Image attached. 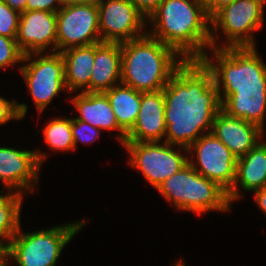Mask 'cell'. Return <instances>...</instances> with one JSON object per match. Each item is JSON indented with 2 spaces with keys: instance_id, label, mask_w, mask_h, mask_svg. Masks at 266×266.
Listing matches in <instances>:
<instances>
[{
  "instance_id": "cell-1",
  "label": "cell",
  "mask_w": 266,
  "mask_h": 266,
  "mask_svg": "<svg viewBox=\"0 0 266 266\" xmlns=\"http://www.w3.org/2000/svg\"><path fill=\"white\" fill-rule=\"evenodd\" d=\"M163 92L164 142L188 148L202 135L211 133L222 102L213 75L201 60H185Z\"/></svg>"
},
{
  "instance_id": "cell-2",
  "label": "cell",
  "mask_w": 266,
  "mask_h": 266,
  "mask_svg": "<svg viewBox=\"0 0 266 266\" xmlns=\"http://www.w3.org/2000/svg\"><path fill=\"white\" fill-rule=\"evenodd\" d=\"M147 27L149 35L185 60H200L211 48V21L200 0H163Z\"/></svg>"
},
{
  "instance_id": "cell-3",
  "label": "cell",
  "mask_w": 266,
  "mask_h": 266,
  "mask_svg": "<svg viewBox=\"0 0 266 266\" xmlns=\"http://www.w3.org/2000/svg\"><path fill=\"white\" fill-rule=\"evenodd\" d=\"M185 61L148 33L121 43V83L140 92L163 90Z\"/></svg>"
},
{
  "instance_id": "cell-4",
  "label": "cell",
  "mask_w": 266,
  "mask_h": 266,
  "mask_svg": "<svg viewBox=\"0 0 266 266\" xmlns=\"http://www.w3.org/2000/svg\"><path fill=\"white\" fill-rule=\"evenodd\" d=\"M208 50L200 60L211 71L221 102L235 90L266 89V62L257 47Z\"/></svg>"
},
{
  "instance_id": "cell-5",
  "label": "cell",
  "mask_w": 266,
  "mask_h": 266,
  "mask_svg": "<svg viewBox=\"0 0 266 266\" xmlns=\"http://www.w3.org/2000/svg\"><path fill=\"white\" fill-rule=\"evenodd\" d=\"M88 220L60 223L51 228L25 232L20 225L18 232L5 249L8 266H57L63 249L80 233ZM24 231V232H23Z\"/></svg>"
},
{
  "instance_id": "cell-6",
  "label": "cell",
  "mask_w": 266,
  "mask_h": 266,
  "mask_svg": "<svg viewBox=\"0 0 266 266\" xmlns=\"http://www.w3.org/2000/svg\"><path fill=\"white\" fill-rule=\"evenodd\" d=\"M176 211L192 212L195 216L209 212L231 211L227 192L188 163L180 171L164 180L156 189Z\"/></svg>"
},
{
  "instance_id": "cell-7",
  "label": "cell",
  "mask_w": 266,
  "mask_h": 266,
  "mask_svg": "<svg viewBox=\"0 0 266 266\" xmlns=\"http://www.w3.org/2000/svg\"><path fill=\"white\" fill-rule=\"evenodd\" d=\"M265 6L262 0H235L220 9L210 19L211 48L257 47L255 34L263 27Z\"/></svg>"
},
{
  "instance_id": "cell-8",
  "label": "cell",
  "mask_w": 266,
  "mask_h": 266,
  "mask_svg": "<svg viewBox=\"0 0 266 266\" xmlns=\"http://www.w3.org/2000/svg\"><path fill=\"white\" fill-rule=\"evenodd\" d=\"M18 70L39 118L54 98L67 91L64 61L60 52L25 55Z\"/></svg>"
},
{
  "instance_id": "cell-9",
  "label": "cell",
  "mask_w": 266,
  "mask_h": 266,
  "mask_svg": "<svg viewBox=\"0 0 266 266\" xmlns=\"http://www.w3.org/2000/svg\"><path fill=\"white\" fill-rule=\"evenodd\" d=\"M128 166L140 172L155 190L167 178L188 164L185 147L166 142H125Z\"/></svg>"
},
{
  "instance_id": "cell-10",
  "label": "cell",
  "mask_w": 266,
  "mask_h": 266,
  "mask_svg": "<svg viewBox=\"0 0 266 266\" xmlns=\"http://www.w3.org/2000/svg\"><path fill=\"white\" fill-rule=\"evenodd\" d=\"M188 163L205 178L228 192L235 181L237 157L212 133L199 137L188 148Z\"/></svg>"
},
{
  "instance_id": "cell-11",
  "label": "cell",
  "mask_w": 266,
  "mask_h": 266,
  "mask_svg": "<svg viewBox=\"0 0 266 266\" xmlns=\"http://www.w3.org/2000/svg\"><path fill=\"white\" fill-rule=\"evenodd\" d=\"M39 149L37 147L34 150H23L0 145L1 188L16 191L24 196L38 192L40 171L51 153Z\"/></svg>"
},
{
  "instance_id": "cell-12",
  "label": "cell",
  "mask_w": 266,
  "mask_h": 266,
  "mask_svg": "<svg viewBox=\"0 0 266 266\" xmlns=\"http://www.w3.org/2000/svg\"><path fill=\"white\" fill-rule=\"evenodd\" d=\"M99 32L102 42H126L147 33V18L130 0H100Z\"/></svg>"
},
{
  "instance_id": "cell-13",
  "label": "cell",
  "mask_w": 266,
  "mask_h": 266,
  "mask_svg": "<svg viewBox=\"0 0 266 266\" xmlns=\"http://www.w3.org/2000/svg\"><path fill=\"white\" fill-rule=\"evenodd\" d=\"M57 52L100 43L98 5L77 4L56 12Z\"/></svg>"
},
{
  "instance_id": "cell-14",
  "label": "cell",
  "mask_w": 266,
  "mask_h": 266,
  "mask_svg": "<svg viewBox=\"0 0 266 266\" xmlns=\"http://www.w3.org/2000/svg\"><path fill=\"white\" fill-rule=\"evenodd\" d=\"M16 42L24 56L57 52L56 13L40 10L20 13Z\"/></svg>"
},
{
  "instance_id": "cell-15",
  "label": "cell",
  "mask_w": 266,
  "mask_h": 266,
  "mask_svg": "<svg viewBox=\"0 0 266 266\" xmlns=\"http://www.w3.org/2000/svg\"><path fill=\"white\" fill-rule=\"evenodd\" d=\"M68 98L75 108L74 119L87 122L93 127L99 128L102 132L116 131L117 142L122 146L126 141V132L118 125L110 101L102 92H75ZM79 114V115H78ZM78 115V116H77Z\"/></svg>"
},
{
  "instance_id": "cell-16",
  "label": "cell",
  "mask_w": 266,
  "mask_h": 266,
  "mask_svg": "<svg viewBox=\"0 0 266 266\" xmlns=\"http://www.w3.org/2000/svg\"><path fill=\"white\" fill-rule=\"evenodd\" d=\"M165 132L163 90L141 92L138 117L132 129L126 134L125 142H163Z\"/></svg>"
},
{
  "instance_id": "cell-17",
  "label": "cell",
  "mask_w": 266,
  "mask_h": 266,
  "mask_svg": "<svg viewBox=\"0 0 266 266\" xmlns=\"http://www.w3.org/2000/svg\"><path fill=\"white\" fill-rule=\"evenodd\" d=\"M211 133L237 158L245 155L266 137L265 131L258 125L229 116L223 110L215 116Z\"/></svg>"
},
{
  "instance_id": "cell-18",
  "label": "cell",
  "mask_w": 266,
  "mask_h": 266,
  "mask_svg": "<svg viewBox=\"0 0 266 266\" xmlns=\"http://www.w3.org/2000/svg\"><path fill=\"white\" fill-rule=\"evenodd\" d=\"M264 140L265 138L245 155L237 158L235 181L227 192L231 205L243 199L244 191L250 194L266 187V140Z\"/></svg>"
},
{
  "instance_id": "cell-19",
  "label": "cell",
  "mask_w": 266,
  "mask_h": 266,
  "mask_svg": "<svg viewBox=\"0 0 266 266\" xmlns=\"http://www.w3.org/2000/svg\"><path fill=\"white\" fill-rule=\"evenodd\" d=\"M90 78V92H102L121 83V43L94 44V63Z\"/></svg>"
},
{
  "instance_id": "cell-20",
  "label": "cell",
  "mask_w": 266,
  "mask_h": 266,
  "mask_svg": "<svg viewBox=\"0 0 266 266\" xmlns=\"http://www.w3.org/2000/svg\"><path fill=\"white\" fill-rule=\"evenodd\" d=\"M221 110L254 123L266 132V89L235 90L222 101Z\"/></svg>"
},
{
  "instance_id": "cell-21",
  "label": "cell",
  "mask_w": 266,
  "mask_h": 266,
  "mask_svg": "<svg viewBox=\"0 0 266 266\" xmlns=\"http://www.w3.org/2000/svg\"><path fill=\"white\" fill-rule=\"evenodd\" d=\"M64 61L67 93L90 92L94 44L71 47L60 52Z\"/></svg>"
},
{
  "instance_id": "cell-22",
  "label": "cell",
  "mask_w": 266,
  "mask_h": 266,
  "mask_svg": "<svg viewBox=\"0 0 266 266\" xmlns=\"http://www.w3.org/2000/svg\"><path fill=\"white\" fill-rule=\"evenodd\" d=\"M118 125L128 133L136 123L141 105V92L125 84H117L104 92Z\"/></svg>"
},
{
  "instance_id": "cell-23",
  "label": "cell",
  "mask_w": 266,
  "mask_h": 266,
  "mask_svg": "<svg viewBox=\"0 0 266 266\" xmlns=\"http://www.w3.org/2000/svg\"><path fill=\"white\" fill-rule=\"evenodd\" d=\"M0 192V242L6 247L21 225L24 195L3 188Z\"/></svg>"
},
{
  "instance_id": "cell-24",
  "label": "cell",
  "mask_w": 266,
  "mask_h": 266,
  "mask_svg": "<svg viewBox=\"0 0 266 266\" xmlns=\"http://www.w3.org/2000/svg\"><path fill=\"white\" fill-rule=\"evenodd\" d=\"M42 128L44 143L54 152H74L71 117H53Z\"/></svg>"
},
{
  "instance_id": "cell-25",
  "label": "cell",
  "mask_w": 266,
  "mask_h": 266,
  "mask_svg": "<svg viewBox=\"0 0 266 266\" xmlns=\"http://www.w3.org/2000/svg\"><path fill=\"white\" fill-rule=\"evenodd\" d=\"M23 53L18 48L16 38H8L0 35V70L8 67L15 68L22 65Z\"/></svg>"
},
{
  "instance_id": "cell-26",
  "label": "cell",
  "mask_w": 266,
  "mask_h": 266,
  "mask_svg": "<svg viewBox=\"0 0 266 266\" xmlns=\"http://www.w3.org/2000/svg\"><path fill=\"white\" fill-rule=\"evenodd\" d=\"M72 117L73 116H71V130L75 152L79 143L86 145L94 144V142L100 138L102 131L99 128L91 126L87 122H83Z\"/></svg>"
},
{
  "instance_id": "cell-27",
  "label": "cell",
  "mask_w": 266,
  "mask_h": 266,
  "mask_svg": "<svg viewBox=\"0 0 266 266\" xmlns=\"http://www.w3.org/2000/svg\"><path fill=\"white\" fill-rule=\"evenodd\" d=\"M28 105L19 103L16 99H6L0 95V126L6 125L9 121H20L26 117Z\"/></svg>"
},
{
  "instance_id": "cell-28",
  "label": "cell",
  "mask_w": 266,
  "mask_h": 266,
  "mask_svg": "<svg viewBox=\"0 0 266 266\" xmlns=\"http://www.w3.org/2000/svg\"><path fill=\"white\" fill-rule=\"evenodd\" d=\"M20 20V13L0 0V35L16 38Z\"/></svg>"
},
{
  "instance_id": "cell-29",
  "label": "cell",
  "mask_w": 266,
  "mask_h": 266,
  "mask_svg": "<svg viewBox=\"0 0 266 266\" xmlns=\"http://www.w3.org/2000/svg\"><path fill=\"white\" fill-rule=\"evenodd\" d=\"M62 5L60 0H27L26 10L27 11H47L56 13Z\"/></svg>"
},
{
  "instance_id": "cell-30",
  "label": "cell",
  "mask_w": 266,
  "mask_h": 266,
  "mask_svg": "<svg viewBox=\"0 0 266 266\" xmlns=\"http://www.w3.org/2000/svg\"><path fill=\"white\" fill-rule=\"evenodd\" d=\"M208 17L211 19L220 9L230 5L235 0H200Z\"/></svg>"
},
{
  "instance_id": "cell-31",
  "label": "cell",
  "mask_w": 266,
  "mask_h": 266,
  "mask_svg": "<svg viewBox=\"0 0 266 266\" xmlns=\"http://www.w3.org/2000/svg\"><path fill=\"white\" fill-rule=\"evenodd\" d=\"M148 18L163 0H130Z\"/></svg>"
},
{
  "instance_id": "cell-32",
  "label": "cell",
  "mask_w": 266,
  "mask_h": 266,
  "mask_svg": "<svg viewBox=\"0 0 266 266\" xmlns=\"http://www.w3.org/2000/svg\"><path fill=\"white\" fill-rule=\"evenodd\" d=\"M252 193L257 208H259V210L266 215V187L257 189Z\"/></svg>"
},
{
  "instance_id": "cell-33",
  "label": "cell",
  "mask_w": 266,
  "mask_h": 266,
  "mask_svg": "<svg viewBox=\"0 0 266 266\" xmlns=\"http://www.w3.org/2000/svg\"><path fill=\"white\" fill-rule=\"evenodd\" d=\"M6 4H8L12 9L22 13L26 11V3L27 0H3Z\"/></svg>"
},
{
  "instance_id": "cell-34",
  "label": "cell",
  "mask_w": 266,
  "mask_h": 266,
  "mask_svg": "<svg viewBox=\"0 0 266 266\" xmlns=\"http://www.w3.org/2000/svg\"><path fill=\"white\" fill-rule=\"evenodd\" d=\"M100 0H60L62 7L77 4H98Z\"/></svg>"
},
{
  "instance_id": "cell-35",
  "label": "cell",
  "mask_w": 266,
  "mask_h": 266,
  "mask_svg": "<svg viewBox=\"0 0 266 266\" xmlns=\"http://www.w3.org/2000/svg\"><path fill=\"white\" fill-rule=\"evenodd\" d=\"M5 249L6 247L0 242V265L5 263Z\"/></svg>"
}]
</instances>
